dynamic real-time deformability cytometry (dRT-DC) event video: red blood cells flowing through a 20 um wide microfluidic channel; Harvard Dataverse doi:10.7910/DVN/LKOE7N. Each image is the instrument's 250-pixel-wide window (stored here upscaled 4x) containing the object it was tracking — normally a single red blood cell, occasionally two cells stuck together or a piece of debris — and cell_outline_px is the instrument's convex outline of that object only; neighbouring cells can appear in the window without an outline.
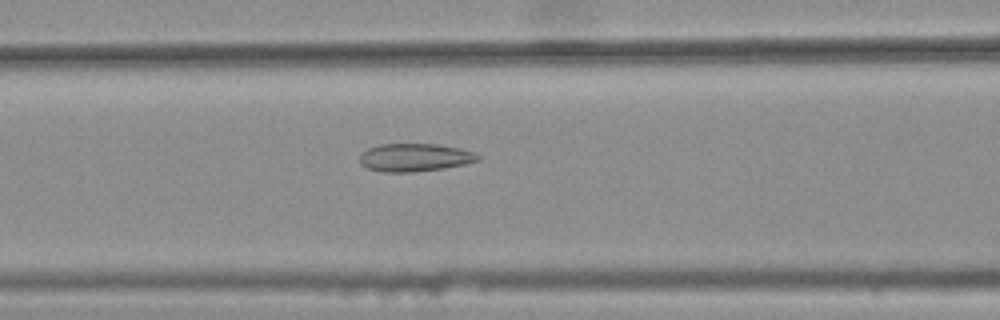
{"species": "common noctule bat (a hibernating species)", "species_latin": "Nyctalus noctula", "temperature_condition": "warm", "stored_images_in_passage": 44, "camera_frame_rate_fps": 3000, "um_per_image_px": 0.085, "animal": {"sex": "female", "body_mass_g": 25.1}, "frame": {"image": 1, "passage_image": 19, "time_ms": 6.0, "image_size_px": [1000, 320], "cell_outline_px": [[480, 160], [464, 164], [444, 168], [408, 172], [380, 172], [368, 168], [360, 164], [360, 156], [368, 148], [380, 144], [436, 144], [460, 148], [476, 152], [480, 156]], "centroid_in_image_um": [35.27, 13.38], "position_along_channel_um": 131.3, "area_um2": 19.25}}
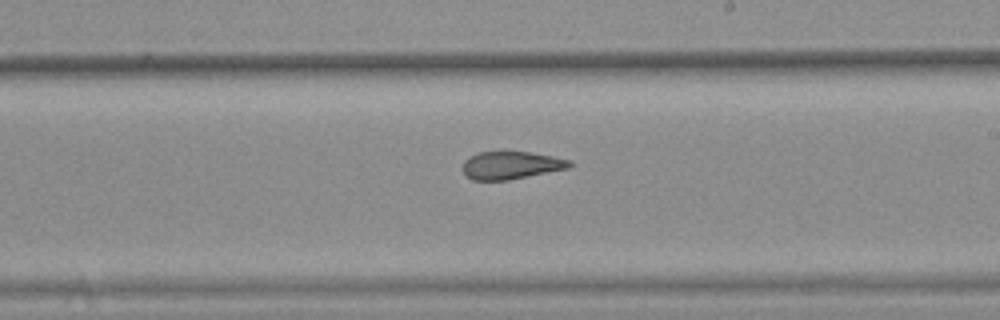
{"frame": {"image": 2, "passage_image": 28, "time_ms": 9.0, "image_size_px": [1000, 320], "cell_outline_px": [[572, 164], [568, 168], [508, 180], [472, 180], [460, 168], [464, 160], [480, 152], [528, 152], [552, 156], [572, 160]], "centroid_in_image_um": [43.42, 14.05], "position_along_channel_um": 245.6, "area_um2": 17.11}}
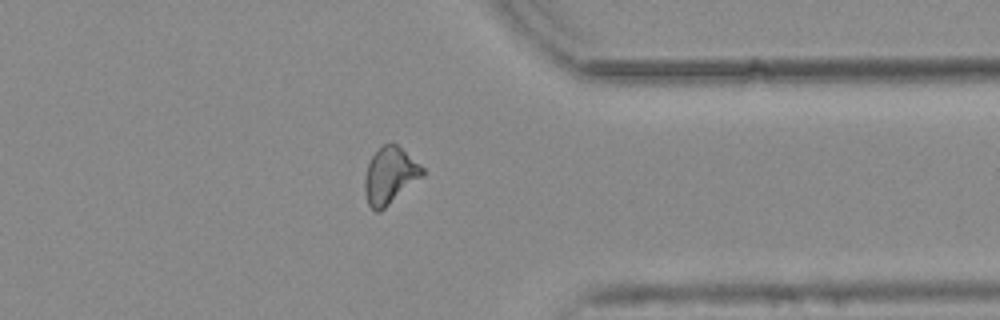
{"frame": {"image": 3, "passage_image": 39, "time_ms": 12.667, "image_size_px": [1000, 320], "cell_outline_px": [[424, 176], [380, 212], [376, 212], [368, 204], [364, 192], [364, 180], [368, 164], [372, 156], [384, 144], [396, 144], [420, 164], [424, 168]], "centroid_in_image_um": [33.15, 14.96], "position_along_channel_um": 378.3, "area_um2": 18.96}, "authors_computed_cell_mechanics": {"area_um2": 18.8428, "velocity_mm_per_s": 3.8217, "shape_relaxation_time_tau1_ms": null, "shape_relaxation_time_tau2_ms": 2.0061, "deformation_change_tau1": null, "deformation_change_tau2": 0.0956}}